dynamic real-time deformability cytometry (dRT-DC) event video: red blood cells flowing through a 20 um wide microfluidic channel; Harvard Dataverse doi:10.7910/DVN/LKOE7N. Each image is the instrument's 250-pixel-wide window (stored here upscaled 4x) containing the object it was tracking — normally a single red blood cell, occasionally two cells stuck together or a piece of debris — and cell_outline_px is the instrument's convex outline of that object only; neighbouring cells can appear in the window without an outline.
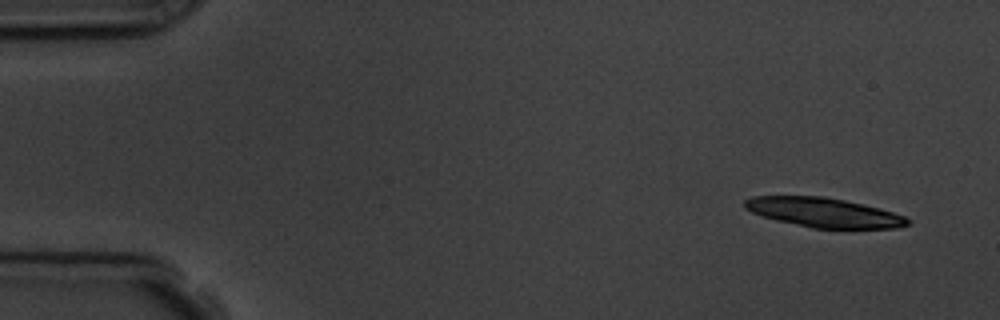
{"species": "common noctule bat (a hibernating species)", "species_latin": "Nyctalus noctula", "temperature_condition": "room temperature", "stored_images_in_passage": 8, "camera_frame_rate_fps": 3000, "um_per_image_px": 0.085, "animal": {"sex": "male", "body_mass_g": 19.5, "forearm_length_mm": 54.6}, "frame": {"image": 1, "passage_image": 1, "time_ms": 0.0, "image_size_px": [1000, 320], "cell_outline_px": [[908, 224], [900, 228], [812, 228], [776, 220], [752, 212], [744, 208], [744, 200], [752, 196], [824, 196], [864, 204], [880, 208], [904, 216], [908, 220]], "centroid_in_image_um": [70.01, 18.06], "position_along_channel_um": 15.0, "area_um2": 27.8}}
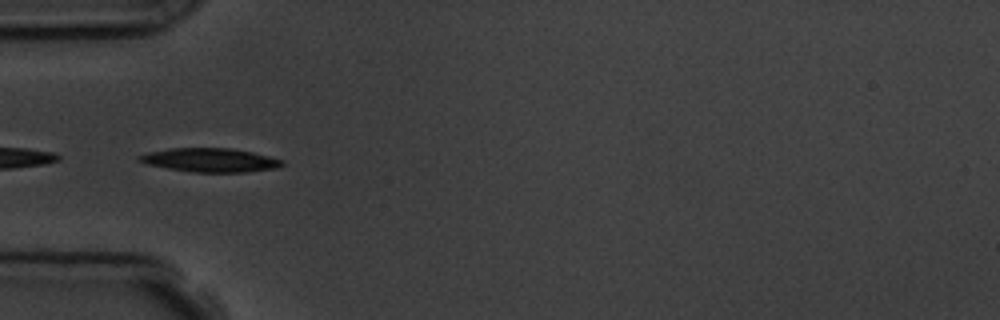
{"frame": {"image": 2, "passage_image": 5, "time_ms": 4.667, "image_size_px": [1000, 320], "cell_outline_px": [[284, 164], [276, 168], [244, 172], [188, 172], [148, 164], [136, 160], [136, 156], [148, 152], [172, 148], [232, 148], [252, 152], [284, 160]], "centroid_in_image_um": [17.84, 13.6], "position_along_channel_um": 67.2, "area_um2": 19.83}}